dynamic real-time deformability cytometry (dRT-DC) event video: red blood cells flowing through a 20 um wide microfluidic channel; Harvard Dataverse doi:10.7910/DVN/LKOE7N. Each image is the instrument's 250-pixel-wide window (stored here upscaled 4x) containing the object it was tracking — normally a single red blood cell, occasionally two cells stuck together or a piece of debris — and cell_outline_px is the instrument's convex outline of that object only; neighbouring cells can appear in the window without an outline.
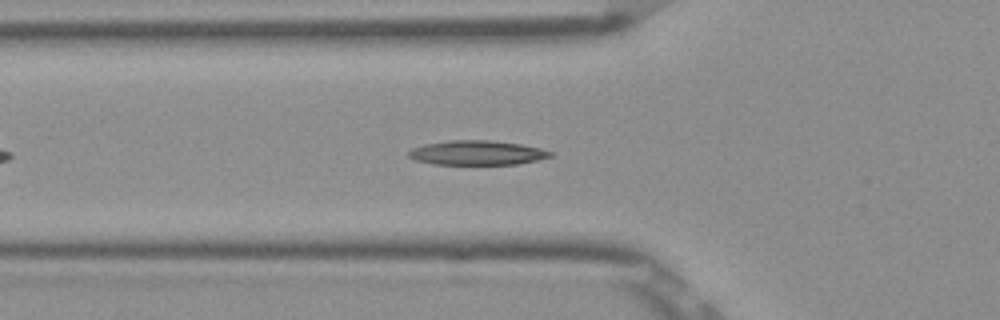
{"species": "Egyptian fruit bat (a non-hibernating species)", "species_latin": "Rousettus aegyptiacus", "temperature_condition": "room temperature", "stored_images_in_passage": 44, "camera_frame_rate_fps": 3000, "um_per_image_px": 0.085, "frame": {"image": 1, "passage_image": 9, "time_ms": 2.667, "image_size_px": [1000, 320], "cell_outline_px": [[552, 156], [536, 160], [516, 164], [432, 164], [416, 160], [408, 156], [408, 152], [412, 148], [424, 144], [448, 140], [488, 140], [520, 144], [540, 148], [552, 152]], "centroid_in_image_um": [40.51, 12.98], "position_along_channel_um": 85.3, "area_um2": 20.06}}
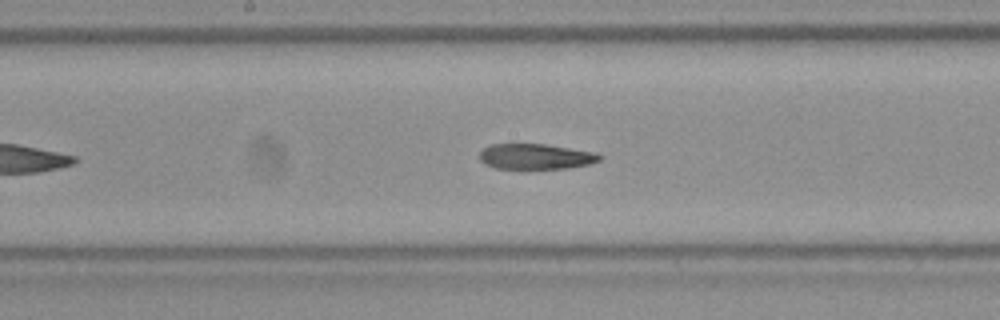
{"frame": {"image": 2, "passage_image": 18, "time_ms": 5.667, "image_size_px": [1000, 320], "cell_outline_px": [[604, 156], [600, 160], [592, 164], [568, 168], [496, 168], [484, 164], [480, 160], [480, 152], [484, 148], [492, 144], [544, 144], [600, 152]], "centroid_in_image_um": [45.62, 13.3], "position_along_channel_um": 202.6, "area_um2": 17.98}}
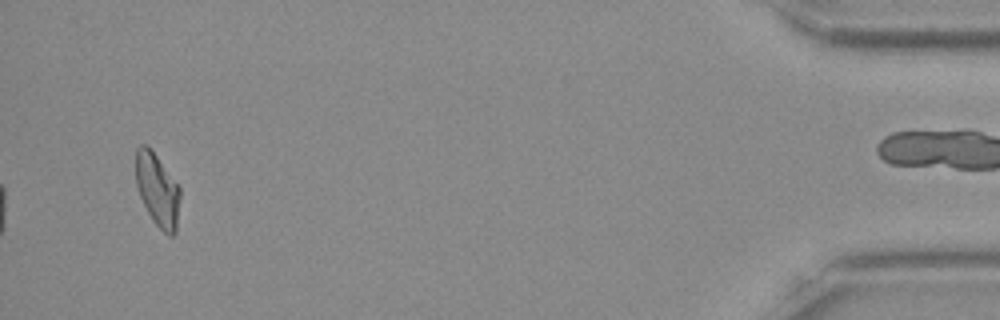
{"frame": {"image": 3, "passage_image": 41, "time_ms": 13.333, "image_size_px": [1000, 320], "cell_outline_px": [[180, 196], [176, 232], [172, 236], [168, 236], [152, 220], [140, 196], [136, 184], [136, 148], [140, 144], [148, 144], [152, 148], [180, 188]], "centroid_in_image_um": [13.38, 16.1], "position_along_channel_um": 421.8, "area_um2": 18.9}, "authors_computed_cell_mechanics": {"area_um2": 19.4497, "velocity_mm_per_s": 3.884, "shape_relaxation_time_tau1_ms": null, "shape_relaxation_time_tau2_ms": 3.376, "deformation_change_tau1": null, "deformation_change_tau2": 0.0969}}